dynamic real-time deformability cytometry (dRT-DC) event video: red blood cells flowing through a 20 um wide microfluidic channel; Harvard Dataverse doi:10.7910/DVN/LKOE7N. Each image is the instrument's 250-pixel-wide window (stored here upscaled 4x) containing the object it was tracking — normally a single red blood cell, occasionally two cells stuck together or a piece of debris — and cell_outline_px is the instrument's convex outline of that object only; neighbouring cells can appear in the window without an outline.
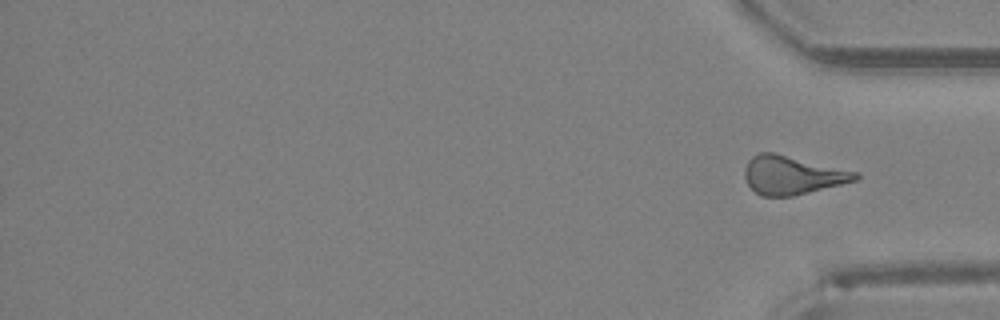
{"species": "Egyptian fruit bat (a non-hibernating species)", "species_latin": "Rousettus aegyptiacus", "temperature_condition": "room temperature", "stored_images_in_passage": 37, "segment_of_instrument_passage": [2, 2], "camera_frame_rate_fps": 3000, "um_per_image_px": 0.085, "animal": {"sex": "female"}, "frame": {"image": 1, "passage_image": 37, "time_ms": 12.0, "image_size_px": [1000, 320], "cell_outline_px": [[860, 176], [856, 180], [792, 196], [760, 196], [748, 184], [744, 176], [744, 168], [748, 160], [752, 156], [760, 152], [772, 152], [860, 172]], "centroid_in_image_um": [67.32, 14.87], "position_along_channel_um": 367.9, "area_um2": 24.68}}